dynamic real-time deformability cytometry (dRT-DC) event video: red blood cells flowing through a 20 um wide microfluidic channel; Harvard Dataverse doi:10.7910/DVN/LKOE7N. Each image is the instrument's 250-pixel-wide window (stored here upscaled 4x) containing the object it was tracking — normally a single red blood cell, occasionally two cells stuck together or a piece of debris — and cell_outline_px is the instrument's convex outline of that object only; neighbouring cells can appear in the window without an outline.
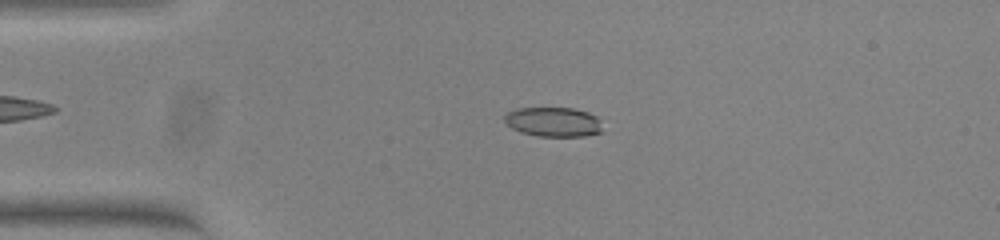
{"species": "common noctule bat (a hibernating species)", "species_latin": "Nyctalus noctula", "temperature_condition": "warm", "stored_images_in_passage": 53, "camera_frame_rate_fps": 3000, "um_per_image_px": 0.085, "animal": {"sex": "female", "body_mass_g": 23.0, "forearm_length_mm": 53.4}, "frame": {"image": 1, "passage_image": 12, "time_ms": 3.667, "image_size_px": [1000, 240], "cell_outline_px": [[600, 132], [584, 136], [536, 136], [520, 132], [512, 128], [504, 120], [504, 116], [508, 112], [516, 108], [572, 108], [588, 112], [596, 116], [600, 120]], "centroid_in_image_um": [47.01, 10.36], "position_along_channel_um": 38.0, "area_um2": 16.76}}
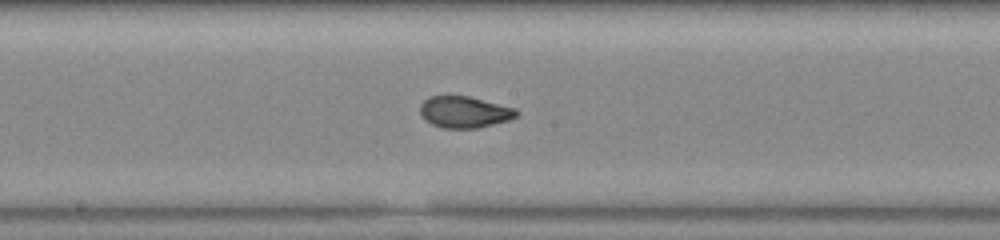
{"frame": {"image": 2, "passage_image": 28, "time_ms": 9.0, "image_size_px": [1000, 240], "cell_outline_px": [[520, 112], [516, 116], [508, 120], [476, 128], [444, 128], [432, 124], [420, 112], [420, 104], [428, 96], [468, 96], [516, 108]], "centroid_in_image_um": [39.49, 9.51], "position_along_channel_um": 208.7, "area_um2": 17.46}}
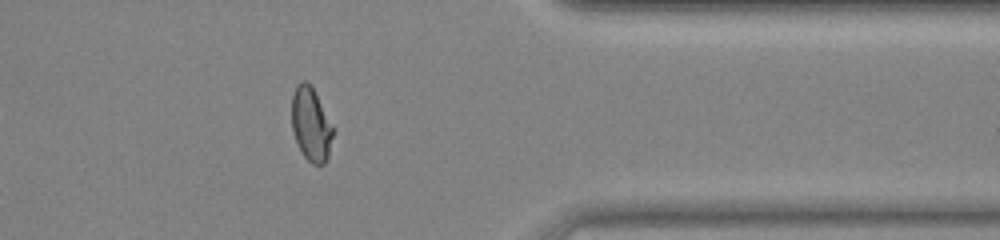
{"frame": {"image": 3, "passage_image": 43, "time_ms": 14.0, "image_size_px": [1000, 240], "cell_outline_px": [[332, 136], [328, 156], [324, 164], [312, 164], [304, 156], [296, 140], [292, 128], [292, 96], [296, 84], [300, 80], [308, 80], [312, 84], [332, 124]], "centroid_in_image_um": [26.42, 10.49], "position_along_channel_um": 385.0, "area_um2": 17.74}}